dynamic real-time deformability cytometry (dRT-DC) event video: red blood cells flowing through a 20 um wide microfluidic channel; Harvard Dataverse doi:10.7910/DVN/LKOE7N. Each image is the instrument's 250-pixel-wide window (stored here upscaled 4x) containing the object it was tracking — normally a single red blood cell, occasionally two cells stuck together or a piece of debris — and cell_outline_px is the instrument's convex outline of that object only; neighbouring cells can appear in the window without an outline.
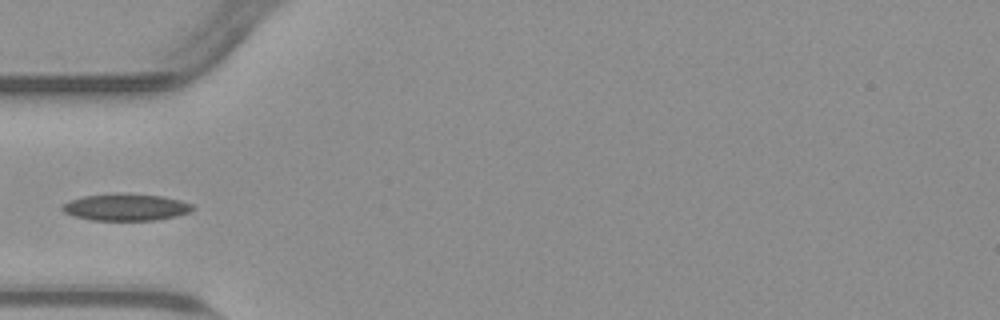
{"species": "common noctule bat (a hibernating species)", "species_latin": "Nyctalus noctula", "temperature_condition": "warm", "stored_images_in_passage": 36, "camera_frame_rate_fps": 3000, "um_per_image_px": 0.085, "animal": {"sex": "male", "body_mass_g": 23.1, "forearm_length_mm": 52.7}, "frame": {"image": 1, "passage_image": 1, "time_ms": 0.0, "image_size_px": [1000, 320], "cell_outline_px": [[192, 212], [176, 216], [156, 220], [88, 220], [72, 216], [64, 212], [60, 208], [60, 204], [68, 200], [84, 196], [112, 192], [164, 196], [180, 200], [192, 204]], "centroid_in_image_um": [10.63, 17.6], "position_along_channel_um": 74.4, "area_um2": 20.87}}
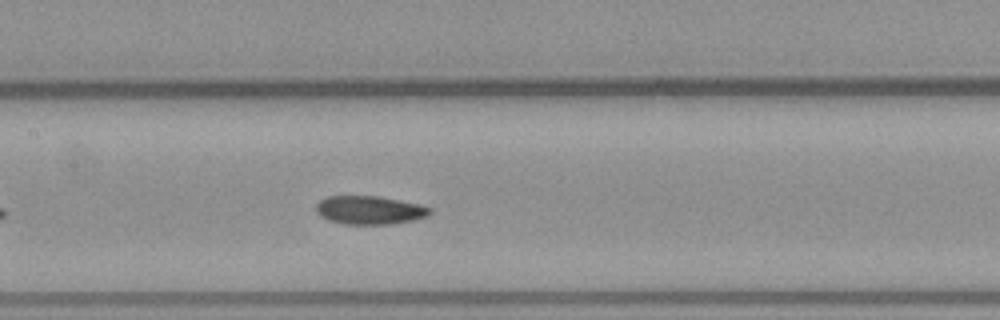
{"frame": {"image": 2, "passage_image": 9, "time_ms": 2.667, "image_size_px": [1000, 320], "cell_outline_px": [[432, 212], [428, 216], [412, 220], [392, 224], [344, 224], [328, 220], [320, 216], [316, 212], [316, 204], [320, 200], [328, 196], [380, 196], [420, 204], [432, 208]], "centroid_in_image_um": [31.42, 17.85], "position_along_channel_um": 176.0, "area_um2": 19.02}}
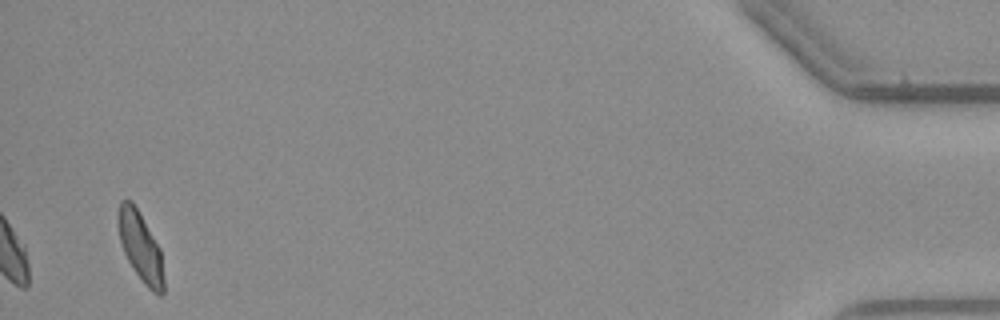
{"frame": {"image": 3, "passage_image": 36, "time_ms": 11.667, "image_size_px": [1000, 320], "cell_outline_px": [[164, 292], [160, 296], [152, 292], [144, 284], [132, 268], [124, 252], [120, 240], [120, 200], [132, 200], [160, 248], [164, 280]], "centroid_in_image_um": [11.99, 21.06], "position_along_channel_um": 423.2, "area_um2": 17.92}}